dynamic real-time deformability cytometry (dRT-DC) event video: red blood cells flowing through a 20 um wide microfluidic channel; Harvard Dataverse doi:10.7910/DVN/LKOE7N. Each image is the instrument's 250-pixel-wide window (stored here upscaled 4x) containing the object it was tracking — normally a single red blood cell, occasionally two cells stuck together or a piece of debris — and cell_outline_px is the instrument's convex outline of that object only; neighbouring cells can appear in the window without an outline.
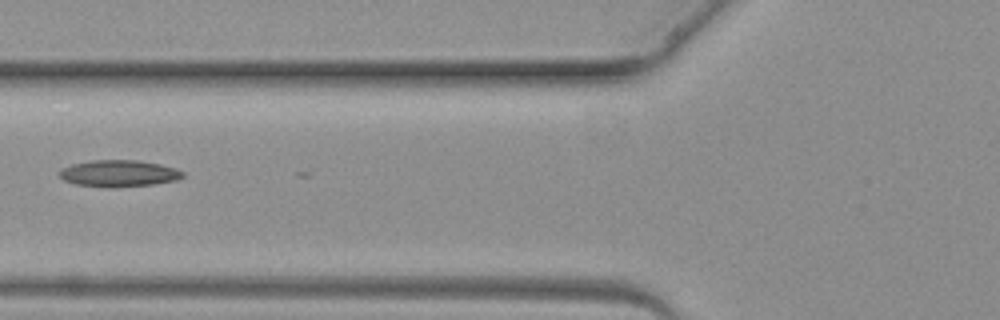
{"species": "common noctule bat (a hibernating species)", "species_latin": "Nyctalus noctula", "temperature_condition": "warm", "stored_images_in_passage": 4, "camera_frame_rate_fps": 3000, "um_per_image_px": 0.085, "animal": {"sex": "female", "body_mass_g": 19.3, "forearm_length_mm": 54.1}, "frame": {"image": 1, "passage_image": 3, "time_ms": 2.333, "image_size_px": [1000, 320], "cell_outline_px": [[184, 176], [176, 180], [152, 184], [116, 188], [108, 188], [76, 184], [64, 180], [60, 176], [60, 168], [72, 164], [92, 160], [136, 160], [160, 164], [176, 168], [184, 172]], "centroid_in_image_um": [10.1, 14.74], "position_along_channel_um": 115.7, "area_um2": 19.25}}